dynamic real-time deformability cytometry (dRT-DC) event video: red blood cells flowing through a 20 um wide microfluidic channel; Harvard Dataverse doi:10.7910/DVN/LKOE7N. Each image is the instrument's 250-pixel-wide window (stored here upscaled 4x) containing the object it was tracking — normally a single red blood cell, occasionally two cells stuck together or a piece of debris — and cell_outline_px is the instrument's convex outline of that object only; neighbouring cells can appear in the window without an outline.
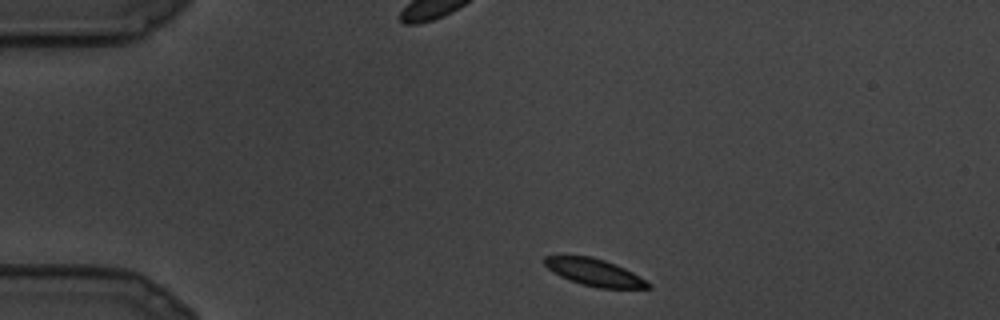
{"species": "common noctule bat (a hibernating species)", "species_latin": "Nyctalus noctula", "temperature_condition": "cold", "stored_images_in_passage": 9, "camera_frame_rate_fps": 3000, "um_per_image_px": 0.085, "animal": {"sex": "male", "body_mass_g": 19.5, "forearm_length_mm": 54.6}, "frame": {"image": 1, "passage_image": 1, "time_ms": 0.0, "image_size_px": [1000, 320], "cell_outline_px": [[652, 288], [600, 288], [580, 284], [560, 276], [552, 272], [544, 264], [544, 256], [592, 256], [616, 264], [640, 276], [652, 284]], "centroid_in_image_um": [50.55, 23.15], "position_along_channel_um": 34.5, "area_um2": 16.36}}
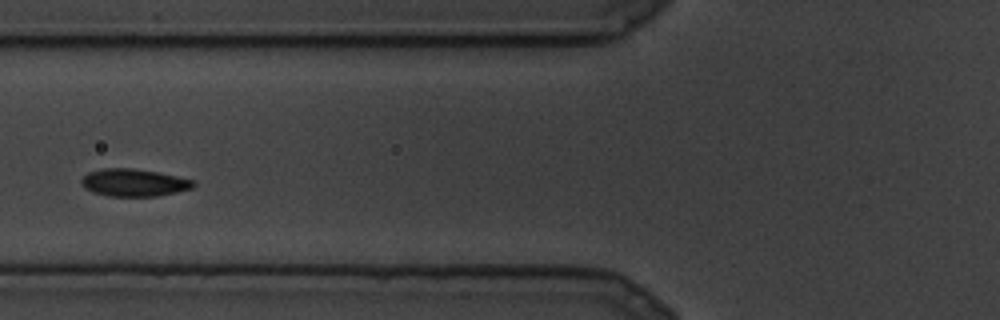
{"frame": {"image": 2, "passage_image": 6, "time_ms": 1.667, "image_size_px": [1000, 320], "cell_outline_px": [[196, 184], [192, 188], [176, 192], [156, 196], [108, 196], [92, 192], [84, 188], [80, 184], [80, 180], [88, 172], [100, 168], [132, 168], [156, 172], [196, 180]], "centroid_in_image_um": [11.35, 15.52], "position_along_channel_um": 114.4, "area_um2": 18.03}}
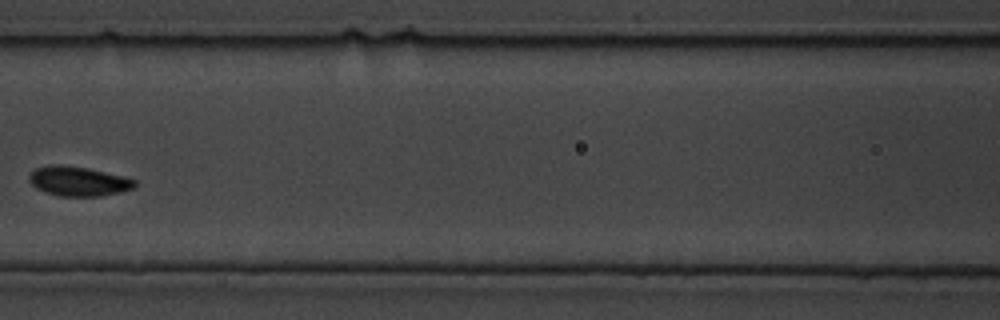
{"frame": {"image": 3, "passage_image": 8, "time_ms": 2.333, "image_size_px": [1000, 320], "cell_outline_px": [[136, 184], [132, 188], [120, 192], [100, 196], [60, 196], [44, 192], [36, 188], [28, 180], [28, 176], [36, 168], [48, 164], [60, 164], [88, 168], [124, 176], [136, 180]], "centroid_in_image_um": [6.63, 15.39], "position_along_channel_um": 160.0, "area_um2": 18.26}}